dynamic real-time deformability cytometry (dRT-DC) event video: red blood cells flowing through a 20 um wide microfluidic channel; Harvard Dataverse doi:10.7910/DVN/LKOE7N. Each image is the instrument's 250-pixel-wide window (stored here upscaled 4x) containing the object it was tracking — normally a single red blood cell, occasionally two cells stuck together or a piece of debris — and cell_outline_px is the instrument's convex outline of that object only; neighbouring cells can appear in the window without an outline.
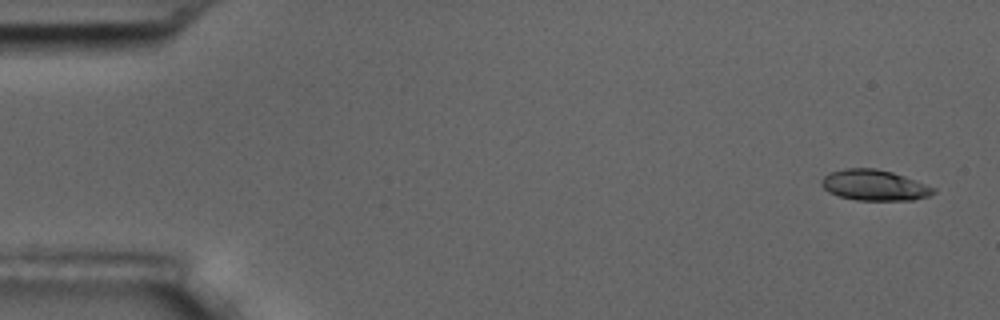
{"species": "common noctule bat (a hibernating species)", "species_latin": "Nyctalus noctula", "temperature_condition": "room temperature", "stored_images_in_passage": 6, "segment_of_instrument_passage": [1, 2], "camera_frame_rate_fps": 3000, "um_per_image_px": 0.085, "animal": {"sex": "male", "body_mass_g": 17.5, "forearm_length_mm": 52.3}, "frame": {"image": 1, "passage_image": 1, "time_ms": 0.0, "image_size_px": [1000, 320], "cell_outline_px": [[936, 192], [932, 196], [912, 200], [856, 200], [840, 196], [828, 192], [820, 184], [820, 180], [824, 176], [832, 172], [844, 168], [876, 168], [892, 172], [904, 176], [936, 188]], "centroid_in_image_um": [74.33, 15.74], "position_along_channel_um": 10.7, "area_um2": 20.11}}